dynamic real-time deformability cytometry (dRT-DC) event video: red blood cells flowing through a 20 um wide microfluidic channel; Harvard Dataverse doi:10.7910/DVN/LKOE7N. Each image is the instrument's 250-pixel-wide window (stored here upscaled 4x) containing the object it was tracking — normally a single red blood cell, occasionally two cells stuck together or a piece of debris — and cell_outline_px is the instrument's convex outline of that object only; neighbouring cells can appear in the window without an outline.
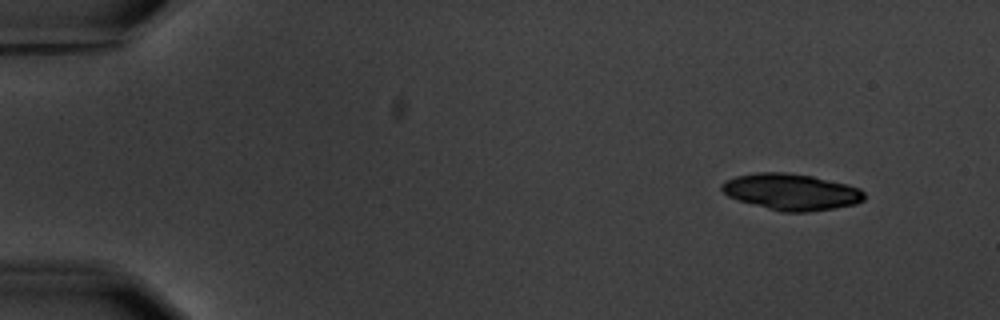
{"species": "common noctule bat (a hibernating species)", "species_latin": "Nyctalus noctula", "temperature_condition": "warm", "stored_images_in_passage": 6, "camera_frame_rate_fps": 3000, "um_per_image_px": 0.085, "animal": {"sex": "male", "body_mass_g": 20.1, "forearm_length_mm": 53.5}, "frame": {"image": 1, "passage_image": 1, "time_ms": 0.0, "image_size_px": [1000, 320], "cell_outline_px": [[864, 200], [856, 204], [808, 212], [780, 212], [740, 200], [728, 196], [720, 188], [720, 184], [724, 180], [736, 176], [756, 172], [784, 172], [812, 176], [848, 184], [860, 188], [864, 192]], "centroid_in_image_um": [67.25, 16.3], "position_along_channel_um": 17.7, "area_um2": 30.23}}
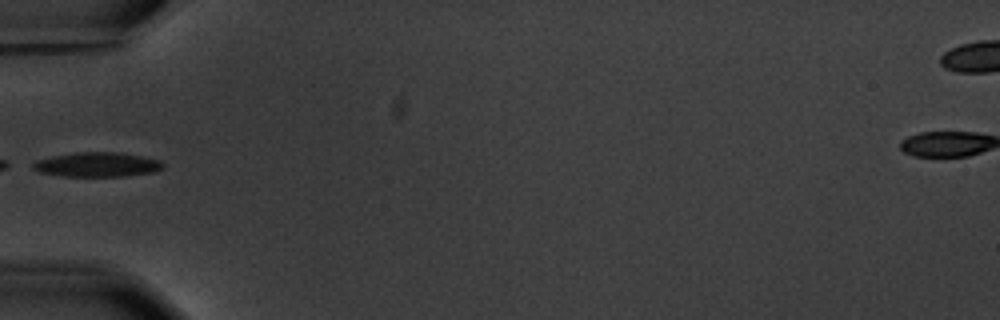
{"frame": {"image": 2, "passage_image": 5, "time_ms": 5.0, "image_size_px": [1000, 320], "cell_outline_px": [[164, 164], [160, 168], [152, 172], [124, 176], [64, 176], [40, 172], [32, 168], [32, 164], [36, 160], [52, 156], [76, 152], [116, 152], [140, 156], [160, 160]], "centroid_in_image_um": [8.22, 13.98], "position_along_channel_um": 76.8, "area_um2": 18.32}}
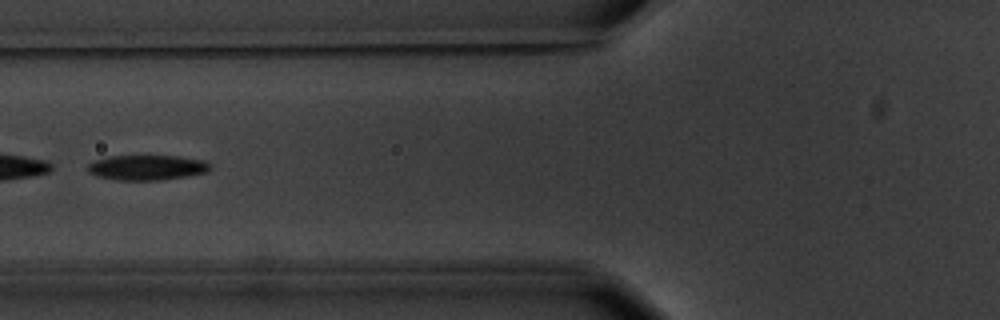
{"frame": {"image": 3, "passage_image": 6, "time_ms": 6.0, "image_size_px": [1000, 320], "cell_outline_px": [[212, 168], [208, 172], [184, 176], [156, 180], [116, 180], [96, 176], [88, 172], [88, 164], [92, 160], [108, 156], [180, 156], [204, 160], [212, 164]], "centroid_in_image_um": [12.48, 14.23], "position_along_channel_um": 113.3, "area_um2": 18.03}}